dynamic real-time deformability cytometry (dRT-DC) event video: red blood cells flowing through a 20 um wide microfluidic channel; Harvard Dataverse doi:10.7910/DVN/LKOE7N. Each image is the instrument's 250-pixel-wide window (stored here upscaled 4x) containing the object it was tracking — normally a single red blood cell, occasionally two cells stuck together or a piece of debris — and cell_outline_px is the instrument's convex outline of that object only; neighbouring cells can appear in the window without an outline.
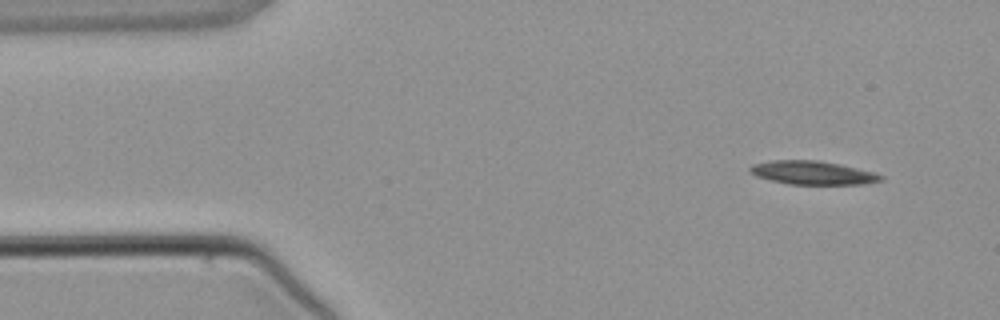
{"species": "common noctule bat (a hibernating species)", "species_latin": "Nyctalus noctula", "temperature_condition": "warm", "stored_images_in_passage": 4, "camera_frame_rate_fps": 3000, "um_per_image_px": 0.085, "animal": {"sex": "male", "body_mass_g": 21.5, "forearm_length_mm": 52.0}, "frame": {"image": 1, "passage_image": 1, "time_ms": 0.0, "image_size_px": [1000, 320], "cell_outline_px": [[884, 180], [864, 184], [788, 184], [756, 176], [748, 172], [748, 168], [752, 164], [772, 160], [816, 160], [840, 164], [876, 172], [884, 176]], "centroid_in_image_um": [69.09, 14.68], "position_along_channel_um": 15.9, "area_um2": 18.09}}
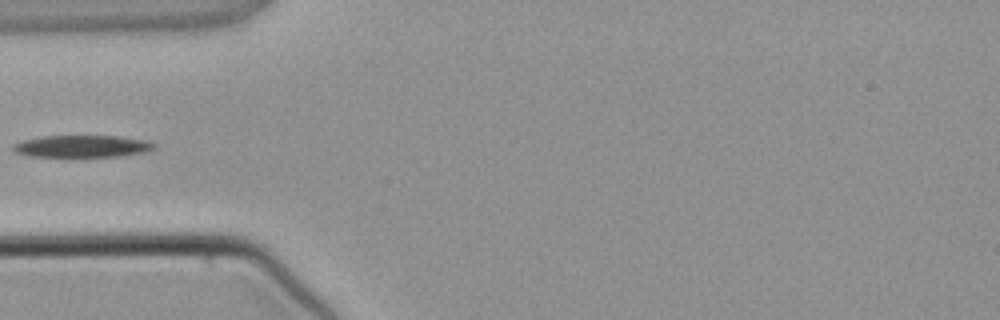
{"frame": {"image": 2, "passage_image": 4, "time_ms": 3.333, "image_size_px": [1000, 320], "cell_outline_px": [[156, 148], [148, 152], [120, 156], [28, 156], [12, 152], [12, 144], [24, 140], [44, 136], [116, 136], [148, 140], [156, 144]], "centroid_in_image_um": [7.01, 12.43], "position_along_channel_um": 78.0, "area_um2": 18.21}}